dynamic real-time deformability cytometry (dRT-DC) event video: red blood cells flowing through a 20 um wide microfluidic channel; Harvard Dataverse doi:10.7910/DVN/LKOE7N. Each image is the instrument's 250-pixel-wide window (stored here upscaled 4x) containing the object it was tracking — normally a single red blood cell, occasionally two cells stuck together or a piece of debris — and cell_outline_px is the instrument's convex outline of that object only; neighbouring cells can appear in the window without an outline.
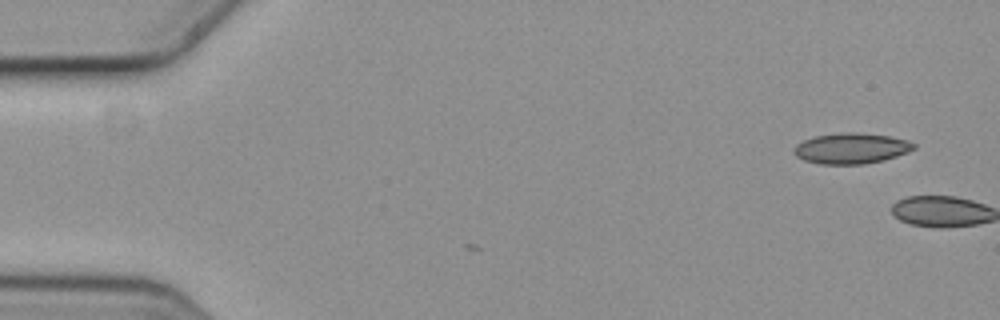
{"species": "common noctule bat (a hibernating species)", "species_latin": "Nyctalus noctula", "temperature_condition": "cold", "stored_images_in_passage": 2, "camera_frame_rate_fps": 3000, "um_per_image_px": 0.085, "animal": {"sex": "female", "body_mass_g": 19.3, "forearm_length_mm": 54.1}, "frame": {"image": 1, "passage_image": 2, "time_ms": 0.333, "image_size_px": [1000, 320], "cell_outline_px": [[916, 148], [908, 152], [884, 160], [864, 164], [820, 164], [804, 160], [796, 156], [792, 152], [796, 144], [812, 136], [840, 132], [860, 132], [888, 136], [908, 140], [916, 144]], "centroid_in_image_um": [72.34, 12.6], "position_along_channel_um": 12.7, "area_um2": 21.68}}